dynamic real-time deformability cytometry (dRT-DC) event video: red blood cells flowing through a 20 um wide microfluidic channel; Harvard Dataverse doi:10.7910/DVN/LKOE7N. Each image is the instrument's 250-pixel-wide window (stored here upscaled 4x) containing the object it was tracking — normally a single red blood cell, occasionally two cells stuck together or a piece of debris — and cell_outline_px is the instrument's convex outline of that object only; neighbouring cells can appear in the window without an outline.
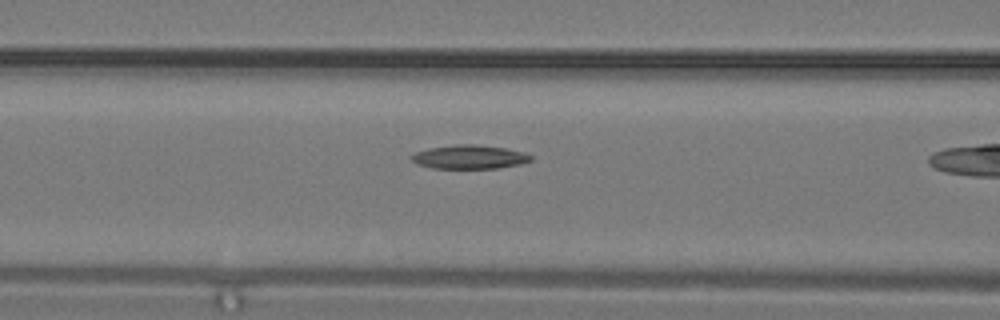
{"species": "common noctule bat (a hibernating species)", "species_latin": "Nyctalus noctula", "temperature_condition": "warm", "stored_images_in_passage": 8, "segment_of_instrument_passage": [1, 2], "camera_frame_rate_fps": 3000, "um_per_image_px": 0.085, "animal": {"sex": "male", "body_mass_g": 19.2, "forearm_length_mm": 51.8}, "frame": {"image": 1, "passage_image": 5, "time_ms": 1.333, "image_size_px": [1000, 320], "cell_outline_px": [[532, 160], [520, 164], [496, 168], [432, 168], [416, 164], [408, 156], [416, 152], [428, 148], [456, 144], [472, 144], [504, 148], [524, 152], [532, 156]], "centroid_in_image_um": [39.86, 13.34], "position_along_channel_um": 126.7, "area_um2": 16.53}}